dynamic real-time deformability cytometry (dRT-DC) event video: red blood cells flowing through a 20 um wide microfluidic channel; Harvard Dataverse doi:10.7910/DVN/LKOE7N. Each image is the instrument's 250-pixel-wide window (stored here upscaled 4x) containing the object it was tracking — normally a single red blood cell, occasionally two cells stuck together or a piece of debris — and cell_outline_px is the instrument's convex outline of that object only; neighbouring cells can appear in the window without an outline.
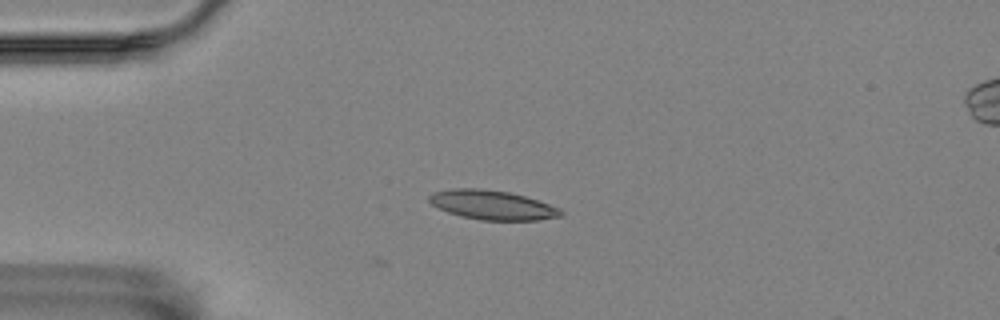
{"species": "Egyptian fruit bat (a non-hibernating species)", "species_latin": "Rousettus aegyptiacus", "temperature_condition": "room temperature", "stored_images_in_passage": 5, "camera_frame_rate_fps": 3000, "um_per_image_px": 0.085, "animal": {"sex": "female"}, "frame": {"image": 1, "passage_image": 4, "time_ms": 1.0, "image_size_px": [1000, 320], "cell_outline_px": [[564, 216], [540, 220], [480, 220], [460, 216], [448, 212], [432, 204], [428, 200], [428, 196], [432, 192], [452, 188], [480, 188], [508, 192], [524, 196], [560, 208], [564, 212]], "centroid_in_image_um": [41.85, 17.42], "position_along_channel_um": 43.2, "area_um2": 22.54}}